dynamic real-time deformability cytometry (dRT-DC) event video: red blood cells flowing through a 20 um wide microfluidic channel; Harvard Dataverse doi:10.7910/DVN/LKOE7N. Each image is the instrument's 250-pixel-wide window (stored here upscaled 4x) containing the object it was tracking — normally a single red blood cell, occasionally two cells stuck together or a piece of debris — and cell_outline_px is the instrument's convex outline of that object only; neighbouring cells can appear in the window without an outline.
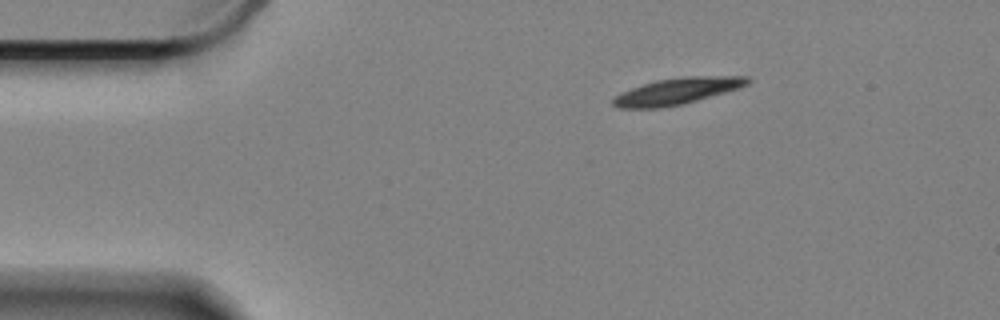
{"species": "Egyptian fruit bat (a non-hibernating species)", "species_latin": "Rousettus aegyptiacus", "temperature_condition": "cold", "stored_images_in_passage": 51, "camera_frame_rate_fps": 3000, "um_per_image_px": 0.085, "animal": {"sex": "female"}, "frame": {"image": 1, "passage_image": 1, "time_ms": 0.0, "image_size_px": [1000, 320], "cell_outline_px": [[752, 80], [748, 84], [724, 92], [696, 100], [680, 104], [660, 108], [620, 108], [612, 104], [612, 100], [620, 92], [656, 80], [684, 76], [752, 76]], "centroid_in_image_um": [57.55, 7.73], "position_along_channel_um": 27.4, "area_um2": 20.46}}
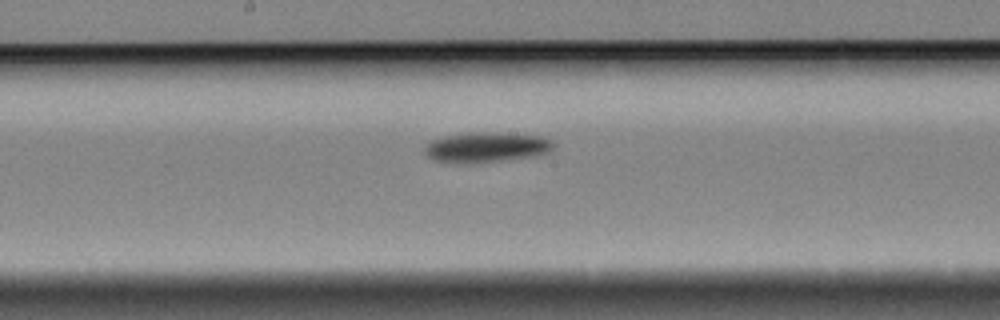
{"frame": {"image": 2, "passage_image": 22, "time_ms": 7.0, "image_size_px": [1000, 320], "cell_outline_px": [[556, 144], [548, 152], [536, 156], [496, 160], [432, 160], [424, 152], [424, 148], [432, 140], [444, 136], [472, 132], [500, 132], [540, 136], [552, 140]], "centroid_in_image_um": [41.42, 12.45], "position_along_channel_um": 206.8, "area_um2": 21.68}}
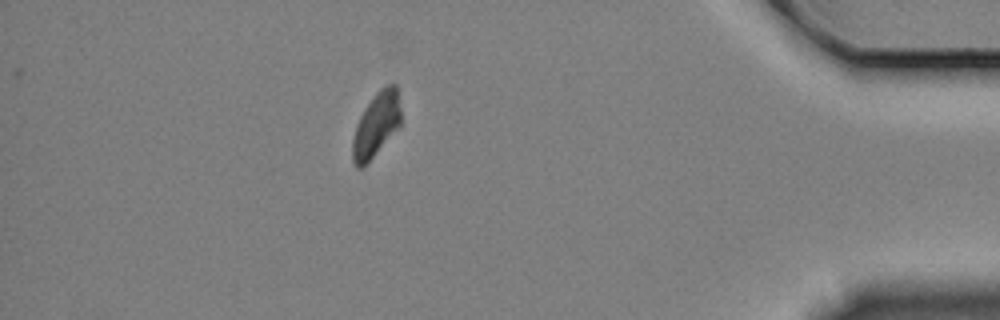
{"frame": {"image": 3, "passage_image": 44, "time_ms": 14.333, "image_size_px": [1000, 320], "cell_outline_px": [[400, 128], [360, 168], [356, 168], [352, 160], [352, 140], [356, 124], [364, 108], [376, 92], [384, 84], [396, 84], [400, 108]], "centroid_in_image_um": [31.97, 10.56], "position_along_channel_um": 403.2, "area_um2": 18.03}, "authors_computed_cell_mechanics": {"area_um2": 20.8658, "velocity_mm_per_s": 3.3018, "shape_relaxation_time_tau1_ms": 2.4029, "shape_relaxation_time_tau2_ms": null, "deformation_change_tau1": 0.0891, "deformation_change_tau2": null}}